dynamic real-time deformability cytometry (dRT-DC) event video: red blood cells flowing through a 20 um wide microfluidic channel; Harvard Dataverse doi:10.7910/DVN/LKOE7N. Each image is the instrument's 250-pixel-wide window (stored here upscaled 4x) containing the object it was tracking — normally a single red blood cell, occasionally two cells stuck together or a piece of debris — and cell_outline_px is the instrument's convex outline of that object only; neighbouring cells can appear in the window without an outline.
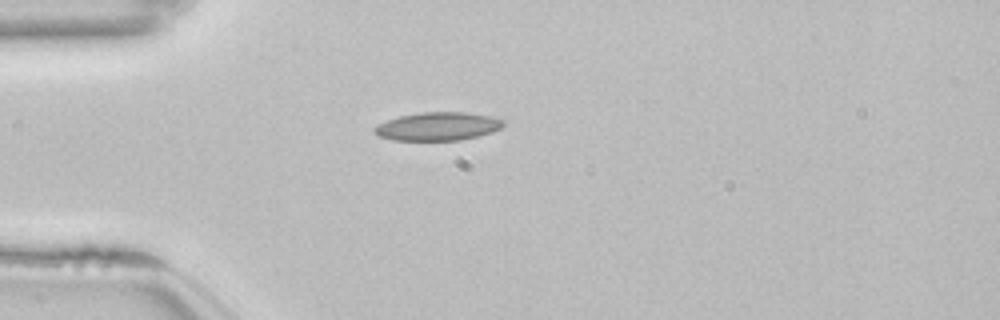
{"species": "common noctule bat (a hibernating species)", "species_latin": "Nyctalus noctula", "temperature_condition": "room temperature", "stored_images_in_passage": 34, "camera_frame_rate_fps": 3000, "um_per_image_px": 0.085, "animal": {"sex": "female", "body_mass_g": 22.7, "forearm_length_mm": 54.2}, "frame": {"image": 1, "passage_image": 1, "time_ms": 0.0, "image_size_px": [1000, 320], "cell_outline_px": [[504, 124], [500, 128], [492, 132], [460, 140], [392, 140], [380, 136], [372, 132], [372, 128], [388, 120], [400, 116], [424, 112], [468, 112], [492, 116], [504, 120]], "centroid_in_image_um": [37.23, 10.74], "position_along_channel_um": 47.8, "area_um2": 21.15}}
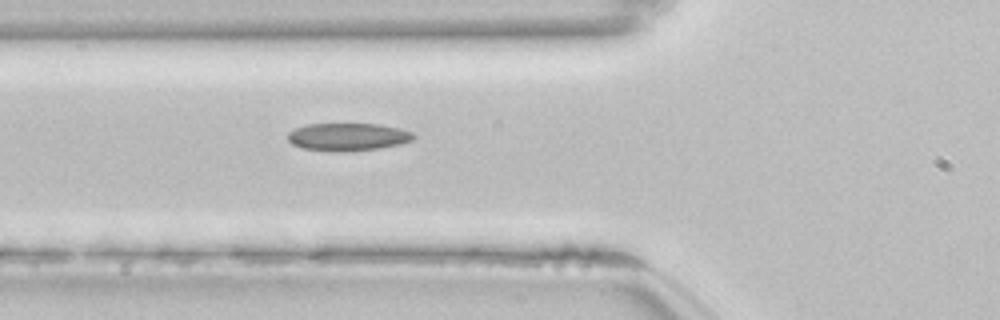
{"frame": {"image": 2, "passage_image": 6, "time_ms": 1.667, "image_size_px": [1000, 320], "cell_outline_px": [[416, 136], [412, 140], [400, 144], [380, 148], [304, 148], [292, 144], [288, 140], [288, 132], [296, 128], [308, 124], [380, 124], [400, 128], [412, 132]], "centroid_in_image_um": [29.63, 11.57], "position_along_channel_um": 96.2, "area_um2": 19.13}}
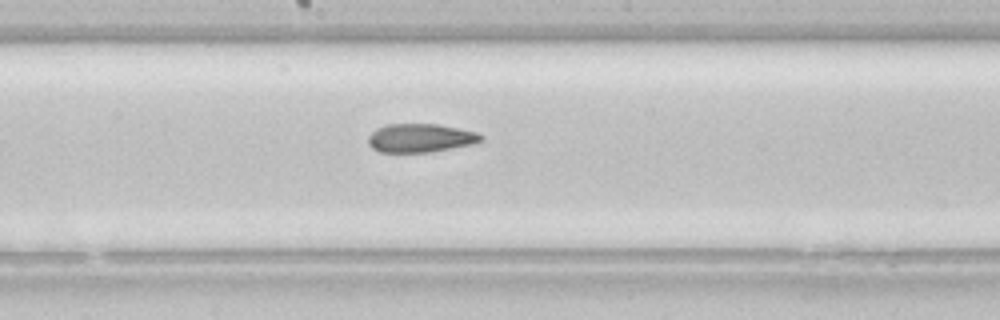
{"frame": {"image": 3, "passage_image": 15, "time_ms": 4.667, "image_size_px": [1000, 320], "cell_outline_px": [[484, 140], [472, 144], [432, 152], [380, 152], [372, 148], [368, 144], [368, 136], [376, 128], [388, 124], [436, 124], [476, 132], [484, 136]], "centroid_in_image_um": [35.72, 11.73], "position_along_channel_um": 212.5, "area_um2": 18.79}, "authors_computed_cell_mechanics": {"area_um2": 19.4208, "velocity_mm_per_s": 3.8565, "shape_relaxation_time_tau1_ms": 4.8369, "shape_relaxation_time_tau2_ms": 2.588, "deformation_change_tau1": 0.1407, "deformation_change_tau2": 0.1084}}